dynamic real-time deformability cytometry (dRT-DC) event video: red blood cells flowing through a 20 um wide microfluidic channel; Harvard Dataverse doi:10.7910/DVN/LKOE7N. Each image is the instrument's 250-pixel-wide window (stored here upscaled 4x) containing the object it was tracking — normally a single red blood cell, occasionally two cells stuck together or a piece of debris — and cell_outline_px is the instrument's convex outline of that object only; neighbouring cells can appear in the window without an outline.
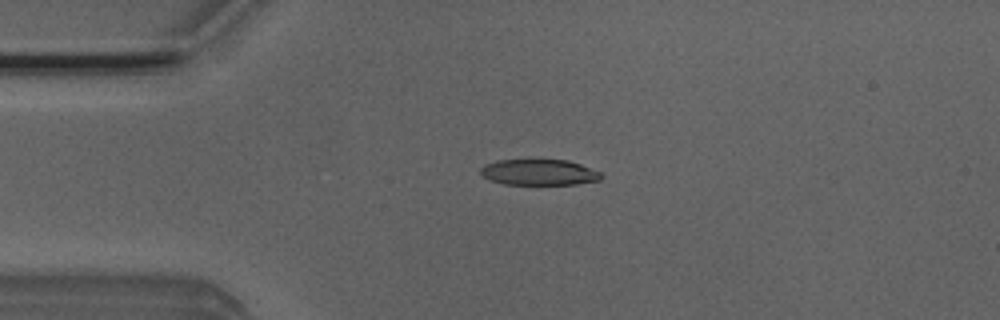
{"species": "Egyptian fruit bat (a non-hibernating species)", "species_latin": "Rousettus aegyptiacus", "temperature_condition": "room temperature", "stored_images_in_passage": 7, "camera_frame_rate_fps": 3000, "um_per_image_px": 0.085, "animal": {"sex": "male"}, "frame": {"image": 1, "passage_image": 3, "time_ms": 0.667, "image_size_px": [1000, 320], "cell_outline_px": [[604, 176], [600, 180], [576, 184], [504, 184], [488, 180], [480, 172], [480, 168], [484, 164], [496, 160], [528, 156], [568, 160], [580, 164], [600, 172]], "centroid_in_image_um": [45.77, 14.58], "position_along_channel_um": 39.2, "area_um2": 19.25}}